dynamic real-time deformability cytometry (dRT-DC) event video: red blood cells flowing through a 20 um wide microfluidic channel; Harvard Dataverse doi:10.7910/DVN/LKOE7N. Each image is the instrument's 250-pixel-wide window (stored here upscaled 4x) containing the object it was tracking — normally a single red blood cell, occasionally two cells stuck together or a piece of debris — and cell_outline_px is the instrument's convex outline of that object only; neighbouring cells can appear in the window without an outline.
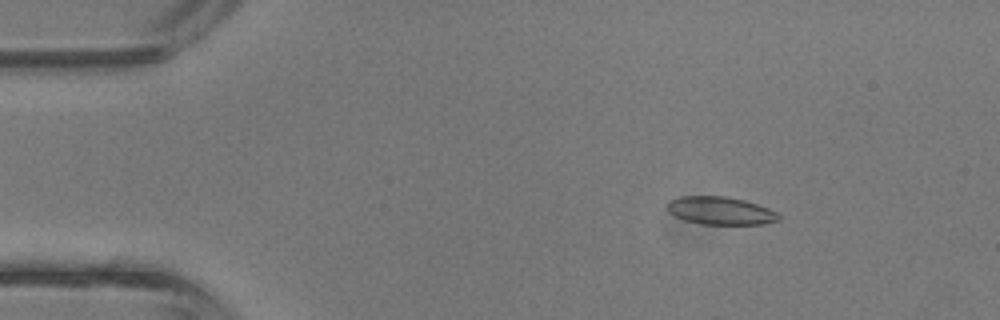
{"species": "common noctule bat (a hibernating species)", "species_latin": "Nyctalus noctula", "temperature_condition": "room temperature", "stored_images_in_passage": 5, "camera_frame_rate_fps": 3000, "um_per_image_px": 0.085, "animal": {"sex": "male", "body_mass_g": 13.3}, "frame": {"image": 1, "passage_image": 2, "time_ms": 0.333, "image_size_px": [1000, 320], "cell_outline_px": [[780, 220], [764, 224], [700, 224], [684, 220], [668, 212], [668, 200], [680, 196], [724, 196], [744, 200], [768, 208], [776, 212], [780, 216]], "centroid_in_image_um": [61.22, 17.91], "position_along_channel_um": 23.8, "area_um2": 18.09}}
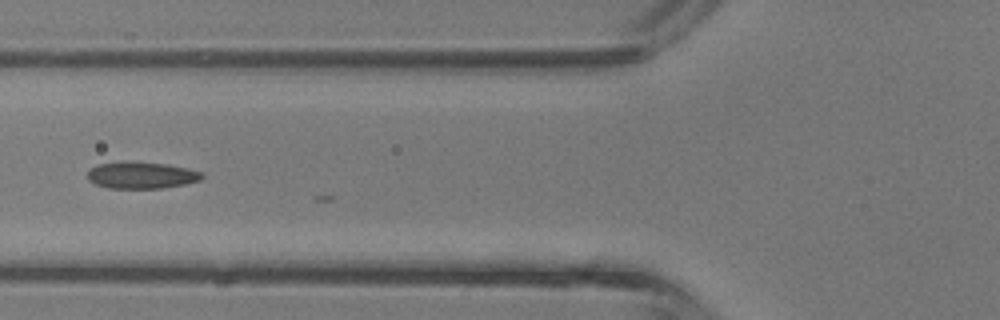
{"frame": {"image": 2, "passage_image": 5, "time_ms": 1.333, "image_size_px": [1000, 320], "cell_outline_px": [[204, 176], [200, 180], [184, 184], [164, 188], [108, 188], [96, 184], [88, 180], [88, 172], [96, 164], [124, 160], [168, 164], [188, 168], [200, 172]], "centroid_in_image_um": [12.0, 14.87], "position_along_channel_um": 113.8, "area_um2": 18.03}}